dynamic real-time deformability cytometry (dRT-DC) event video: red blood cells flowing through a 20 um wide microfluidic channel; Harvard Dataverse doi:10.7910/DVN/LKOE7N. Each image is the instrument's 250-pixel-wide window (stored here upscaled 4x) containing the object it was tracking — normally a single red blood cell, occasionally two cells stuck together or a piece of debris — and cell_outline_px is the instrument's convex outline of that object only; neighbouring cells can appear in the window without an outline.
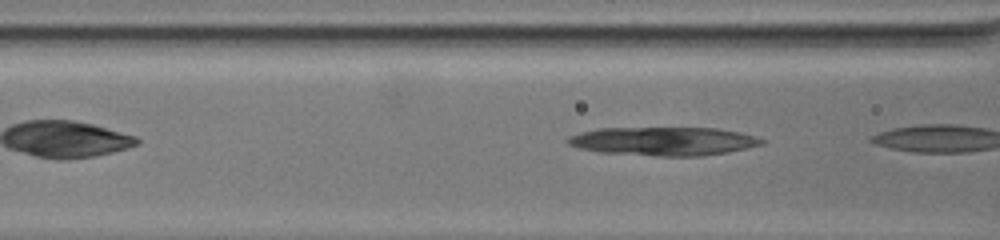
{"species": "common noctule bat (a hibernating species)", "species_latin": "Nyctalus noctula", "temperature_condition": "warm", "stored_images_in_passage": 5, "camera_frame_rate_fps": 3000, "um_per_image_px": 0.085, "animal": {"sex": "female", "body_mass_g": 19.5, "forearm_length_mm": 54.1}, "frame": {"image": 1, "passage_image": 3, "time_ms": 0.667, "image_size_px": [1000, 240], "cell_outline_px": [[764, 144], [728, 152], [704, 156], [656, 156], [600, 152], [580, 148], [568, 144], [564, 140], [568, 136], [580, 132], [600, 128], [716, 128], [740, 132], [756, 136], [764, 140]], "centroid_in_image_um": [56.4, 12.0], "position_along_channel_um": 110.2, "area_um2": 32.37}}